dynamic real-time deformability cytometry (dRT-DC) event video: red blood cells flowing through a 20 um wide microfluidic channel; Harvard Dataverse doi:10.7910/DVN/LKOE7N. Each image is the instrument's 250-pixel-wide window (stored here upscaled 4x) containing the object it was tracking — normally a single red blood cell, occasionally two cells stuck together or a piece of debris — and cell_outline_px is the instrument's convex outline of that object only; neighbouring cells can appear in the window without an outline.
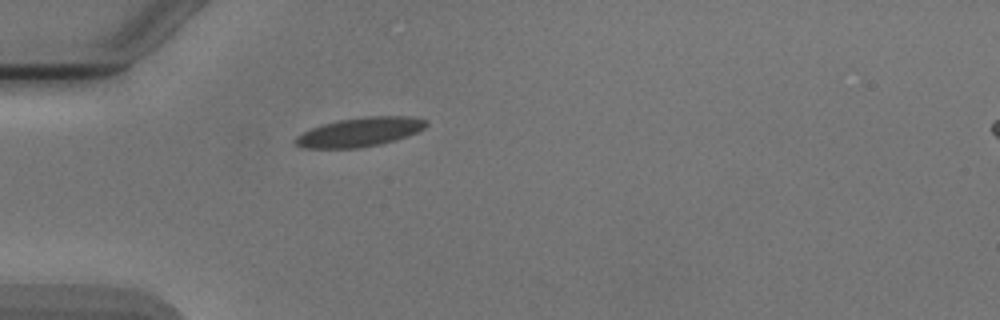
{"species": "Egyptian fruit bat (a non-hibernating species)", "species_latin": "Rousettus aegyptiacus", "temperature_condition": "cold", "stored_images_in_passage": 1, "camera_frame_rate_fps": 3000, "um_per_image_px": 0.085, "animal": {"sex": "male"}, "frame": {"image": 1, "passage_image": 1, "time_ms": 0.0, "image_size_px": [1000, 320], "cell_outline_px": [[428, 124], [424, 128], [416, 132], [396, 140], [380, 144], [356, 148], [304, 148], [296, 144], [296, 136], [312, 128], [324, 124], [340, 120], [368, 116], [412, 116], [428, 120]], "centroid_in_image_um": [30.64, 11.22], "position_along_channel_um": 54.4, "area_um2": 21.91}}